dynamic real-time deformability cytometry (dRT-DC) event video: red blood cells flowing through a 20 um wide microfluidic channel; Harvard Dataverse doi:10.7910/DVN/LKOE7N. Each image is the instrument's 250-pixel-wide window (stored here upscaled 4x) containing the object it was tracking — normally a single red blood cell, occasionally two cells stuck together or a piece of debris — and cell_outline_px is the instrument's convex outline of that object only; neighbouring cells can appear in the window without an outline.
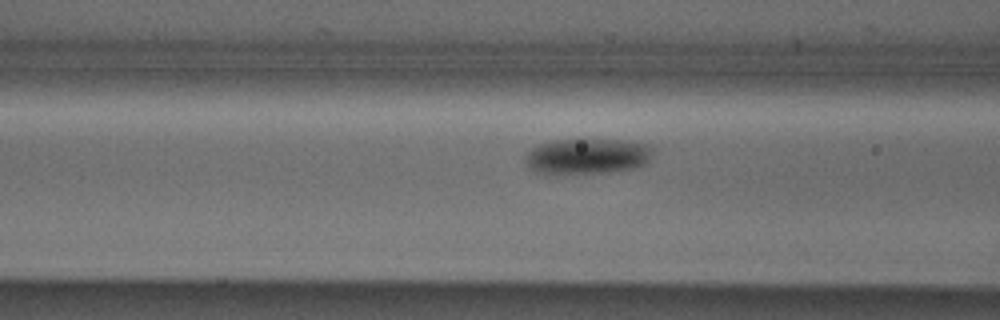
{"species": "Egyptian fruit bat (a non-hibernating species)", "species_latin": "Rousettus aegyptiacus", "temperature_condition": "cold", "stored_images_in_passage": 16, "camera_frame_rate_fps": 3000, "um_per_image_px": 0.085, "animal": {"sex": "male"}, "frame": {"image": 1, "passage_image": 10, "time_ms": 3.0, "image_size_px": [1000, 320], "cell_outline_px": [[652, 156], [644, 164], [636, 168], [612, 172], [536, 172], [528, 164], [524, 156], [532, 148], [540, 144], [552, 140], [628, 140], [644, 144], [652, 148]], "centroid_in_image_um": [49.97, 13.26], "position_along_channel_um": 116.6, "area_um2": 25.84}}
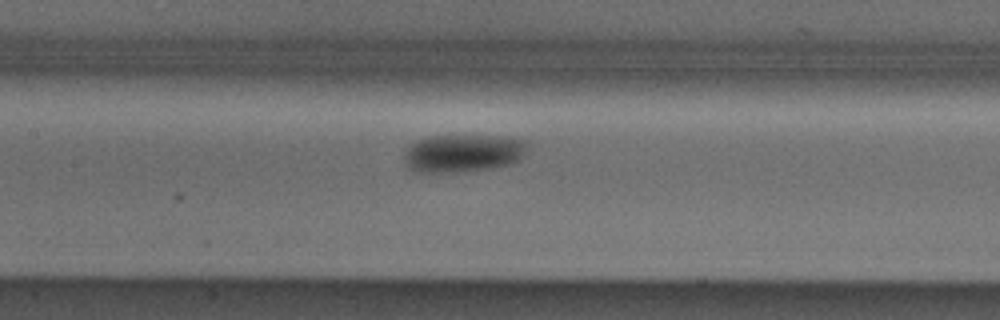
{"frame": {"image": 2, "passage_image": 14, "time_ms": 4.333, "image_size_px": [1000, 320], "cell_outline_px": [[528, 140], [524, 156], [520, 160], [508, 164], [492, 168], [460, 172], [412, 172], [404, 164], [404, 156], [408, 148], [416, 140], [432, 136], [500, 136]], "centroid_in_image_um": [39.36, 13.03], "position_along_channel_um": 168.0, "area_um2": 27.34}}